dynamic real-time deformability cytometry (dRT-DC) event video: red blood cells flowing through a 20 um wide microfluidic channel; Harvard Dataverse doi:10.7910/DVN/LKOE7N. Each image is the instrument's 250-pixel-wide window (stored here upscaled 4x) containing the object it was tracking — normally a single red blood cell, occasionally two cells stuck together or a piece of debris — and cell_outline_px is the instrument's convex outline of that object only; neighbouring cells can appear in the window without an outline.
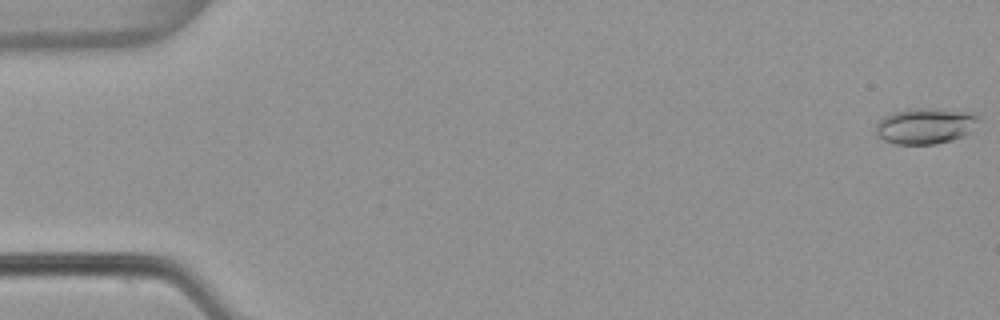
{"species": "common noctule bat (a hibernating species)", "species_latin": "Nyctalus noctula", "temperature_condition": "warm", "stored_images_in_passage": 54, "camera_frame_rate_fps": 3000, "um_per_image_px": 0.085, "animal": {"sex": "female", "body_mass_g": 22.7, "forearm_length_mm": 54.2}, "frame": {"image": 1, "passage_image": 1, "time_ms": 0.0, "image_size_px": [1000, 320], "cell_outline_px": [[980, 120], [972, 132], [964, 136], [952, 140], [936, 144], [892, 144], [876, 136], [876, 124], [884, 116], [896, 112], [912, 108], [936, 108], [976, 112]], "centroid_in_image_um": [78.71, 10.7], "position_along_channel_um": 6.3, "area_um2": 21.96}}
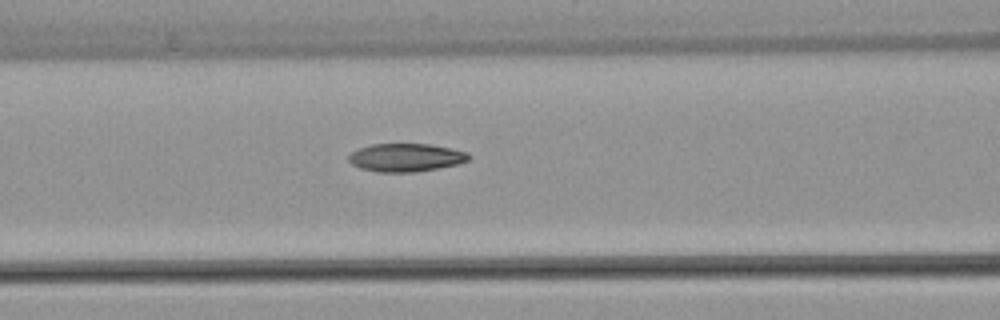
{"frame": {"image": 2, "passage_image": 23, "time_ms": 7.333, "image_size_px": [1000, 320], "cell_outline_px": [[472, 156], [468, 160], [456, 164], [416, 172], [376, 172], [360, 168], [352, 164], [348, 160], [348, 156], [352, 152], [360, 148], [372, 144], [432, 144], [452, 148], [468, 152]], "centroid_in_image_um": [34.51, 13.38], "position_along_channel_um": 132.1, "area_um2": 19.71}}
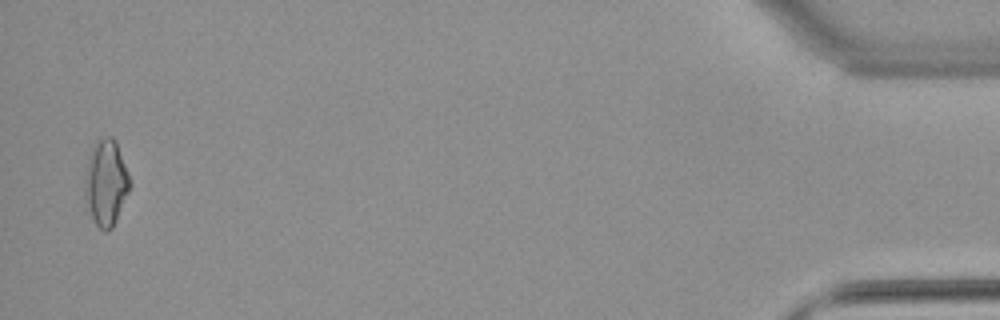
{"frame": {"image": 3, "passage_image": 53, "time_ms": 17.333, "image_size_px": [1000, 320], "cell_outline_px": [[132, 184], [116, 220], [112, 228], [108, 232], [104, 232], [96, 224], [92, 216], [88, 204], [88, 156], [92, 148], [104, 136], [112, 136], [116, 140]], "centroid_in_image_um": [9.09, 15.52], "position_along_channel_um": 426.1, "area_um2": 21.5}, "authors_computed_cell_mechanics": {"area_um2": 19.941, "velocity_mm_per_s": 3.8403, "shape_relaxation_time_tau1_ms": null, "shape_relaxation_time_tau2_ms": 5.1753, "deformation_change_tau1": null, "deformation_change_tau2": 0.124}}